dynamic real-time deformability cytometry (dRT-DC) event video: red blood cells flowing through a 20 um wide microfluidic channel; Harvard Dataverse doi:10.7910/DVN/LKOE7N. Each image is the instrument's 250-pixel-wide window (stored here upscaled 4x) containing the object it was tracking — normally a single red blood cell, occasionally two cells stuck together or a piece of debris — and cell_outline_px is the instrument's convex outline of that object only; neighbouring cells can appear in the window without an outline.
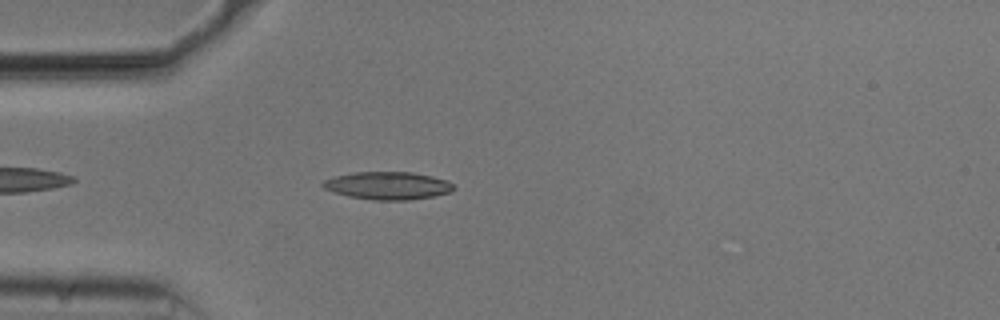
{"species": "common noctule bat (a hibernating species)", "species_latin": "Nyctalus noctula", "temperature_condition": "cold", "stored_images_in_passage": 38, "camera_frame_rate_fps": 3000, "um_per_image_px": 0.085, "animal": {"sex": "male", "body_mass_g": 20.5, "forearm_length_mm": 52.5}, "frame": {"image": 1, "passage_image": 5, "time_ms": 1.333, "image_size_px": [1000, 320], "cell_outline_px": [[456, 188], [452, 192], [432, 196], [408, 200], [376, 200], [348, 196], [324, 188], [320, 184], [324, 180], [332, 176], [356, 172], [412, 172], [432, 176], [444, 180], [452, 184]], "centroid_in_image_um": [32.95, 15.77], "position_along_channel_um": 52.0, "area_um2": 21.04}}
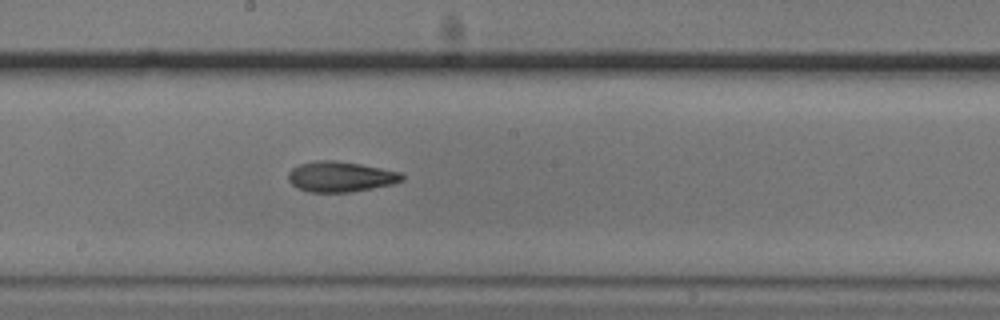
{"frame": {"image": 2, "passage_image": 19, "time_ms": 6.0, "image_size_px": [1000, 320], "cell_outline_px": [[404, 180], [392, 184], [352, 192], [308, 192], [296, 188], [288, 180], [288, 172], [292, 168], [300, 164], [316, 160], [332, 160], [360, 164], [400, 172], [404, 176]], "centroid_in_image_um": [28.91, 15.02], "position_along_channel_um": 219.3, "area_um2": 20.17}}
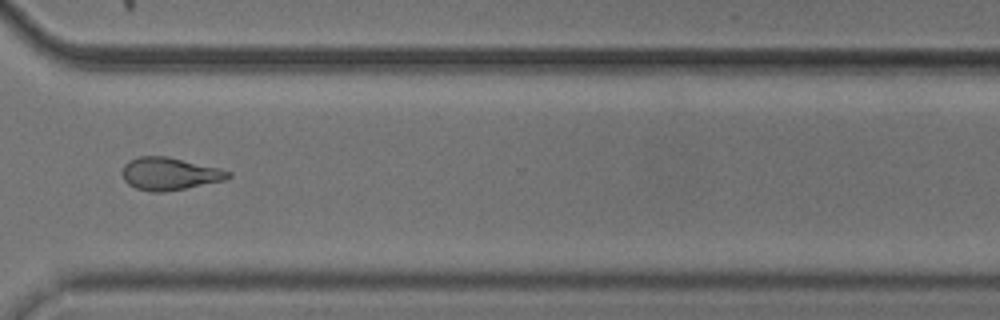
{"frame": {"image": 3, "passage_image": 30, "time_ms": 9.667, "image_size_px": [1000, 320], "cell_outline_px": [[232, 176], [224, 180], [164, 192], [152, 192], [136, 188], [128, 184], [124, 180], [124, 164], [128, 160], [140, 156], [168, 156], [220, 168], [232, 172]], "centroid_in_image_um": [14.43, 14.76], "position_along_channel_um": 356.2, "area_um2": 20.0}, "authors_computed_cell_mechanics": {"area_um2": 19.7098, "velocity_mm_per_s": 3.7464, "shape_relaxation_time_tau1_ms": 4.8686, "shape_relaxation_time_tau2_ms": 2.8348, "deformation_change_tau1": 0.1733, "deformation_change_tau2": 0.1076}}